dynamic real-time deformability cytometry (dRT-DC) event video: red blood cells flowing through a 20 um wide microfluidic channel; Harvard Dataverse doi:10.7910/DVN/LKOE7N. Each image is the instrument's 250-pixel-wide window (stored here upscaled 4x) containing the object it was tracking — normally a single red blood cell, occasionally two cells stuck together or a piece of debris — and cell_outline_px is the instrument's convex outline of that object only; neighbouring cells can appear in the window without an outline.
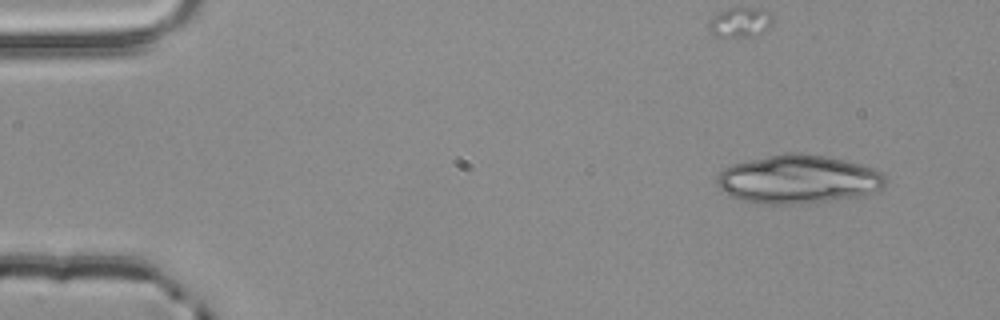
{"species": "common noctule bat (a hibernating species)", "species_latin": "Nyctalus noctula", "temperature_condition": "room temperature", "stored_images_in_passage": 4, "segment_of_instrument_passage": [1, 2], "camera_frame_rate_fps": 3000, "um_per_image_px": 0.085, "animal": {"sex": "male", "body_mass_g": 20.4}, "frame": {"image": 1, "passage_image": 1, "time_ms": 0.0, "image_size_px": [1000, 320], "cell_outline_px": [[888, 180], [884, 188], [876, 192], [856, 196], [804, 204], [756, 204], [740, 200], [728, 196], [720, 192], [716, 184], [716, 176], [724, 168], [732, 164], [748, 160], [788, 152], [824, 156], [848, 160], [876, 168]], "centroid_in_image_um": [67.82, 15.25], "position_along_channel_um": 17.2, "area_um2": 48.32}}